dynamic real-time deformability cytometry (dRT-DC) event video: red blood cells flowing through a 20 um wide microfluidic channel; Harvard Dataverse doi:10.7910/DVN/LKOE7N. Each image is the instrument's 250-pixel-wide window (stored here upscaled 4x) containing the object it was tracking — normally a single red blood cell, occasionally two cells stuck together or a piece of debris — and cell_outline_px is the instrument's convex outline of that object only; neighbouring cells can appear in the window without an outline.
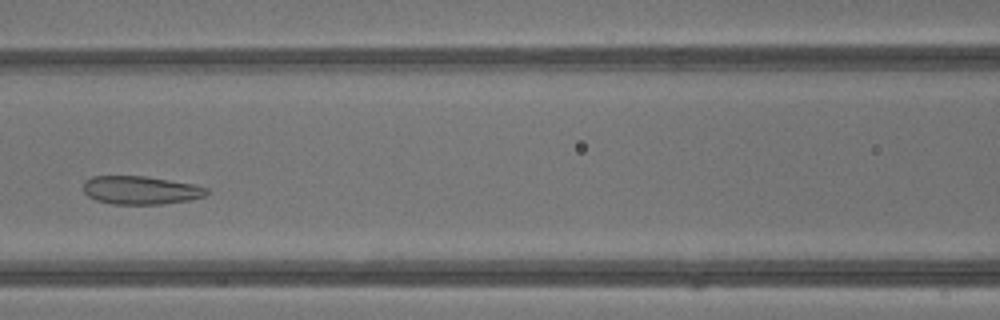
{"species": "common noctule bat (a hibernating species)", "species_latin": "Nyctalus noctula", "temperature_condition": "warm", "stored_images_in_passage": 26, "camera_frame_rate_fps": 3000, "um_per_image_px": 0.085, "animal": {"sex": "male", "body_mass_g": 13.3}, "frame": {"image": 1, "passage_image": 8, "time_ms": 2.333, "image_size_px": [1000, 320], "cell_outline_px": [[212, 192], [204, 196], [188, 200], [164, 204], [112, 204], [96, 200], [88, 196], [84, 192], [84, 180], [92, 176], [144, 176], [192, 184], [208, 188]], "centroid_in_image_um": [11.96, 16.17], "position_along_channel_um": 154.6, "area_um2": 20.35}}
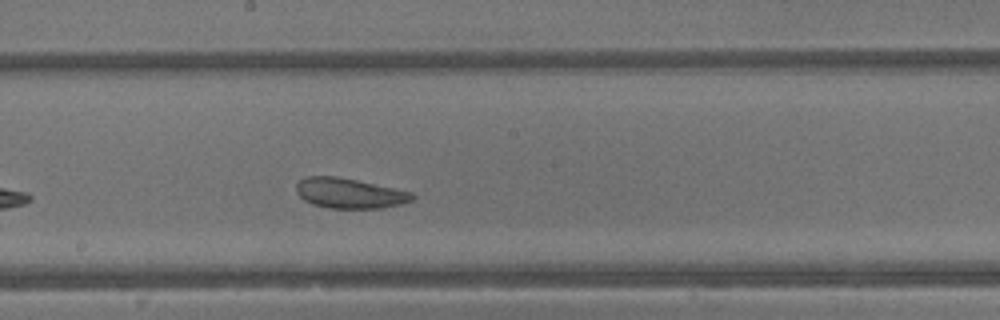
{"frame": {"image": 2, "passage_image": 12, "time_ms": 3.667, "image_size_px": [1000, 320], "cell_outline_px": [[416, 196], [412, 200], [400, 204], [380, 208], [328, 208], [312, 204], [304, 200], [296, 192], [296, 184], [304, 176], [336, 176], [356, 180], [412, 192]], "centroid_in_image_um": [29.67, 16.42], "position_along_channel_um": 218.5, "area_um2": 20.29}}
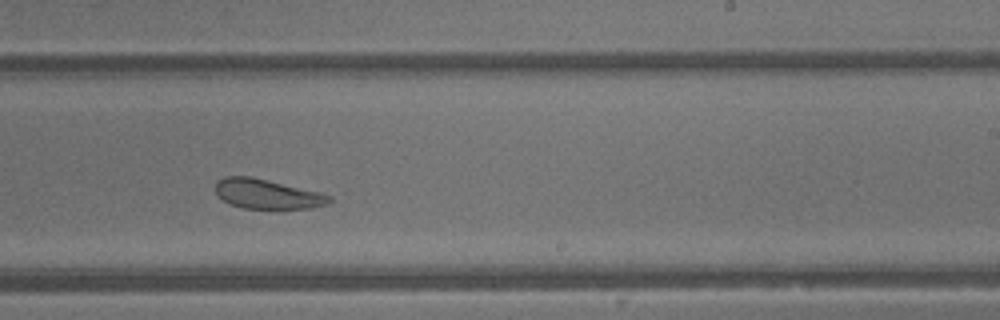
{"frame": {"image": 3, "passage_image": 15, "time_ms": 4.667, "image_size_px": [1000, 320], "cell_outline_px": [[332, 200], [328, 204], [312, 208], [244, 208], [232, 204], [224, 200], [216, 192], [216, 184], [224, 176], [248, 176], [268, 180], [320, 192], [332, 196]], "centroid_in_image_um": [22.76, 16.49], "position_along_channel_um": 266.2, "area_um2": 19.36}, "authors_computed_cell_mechanics": {"area_um2": 21.3282, "velocity_mm_per_s": 4.8058, "shape_relaxation_time_tau1_ms": null, "shape_relaxation_time_tau2_ms": 1.6237, "deformation_change_tau1": null, "deformation_change_tau2": 0.0965}}